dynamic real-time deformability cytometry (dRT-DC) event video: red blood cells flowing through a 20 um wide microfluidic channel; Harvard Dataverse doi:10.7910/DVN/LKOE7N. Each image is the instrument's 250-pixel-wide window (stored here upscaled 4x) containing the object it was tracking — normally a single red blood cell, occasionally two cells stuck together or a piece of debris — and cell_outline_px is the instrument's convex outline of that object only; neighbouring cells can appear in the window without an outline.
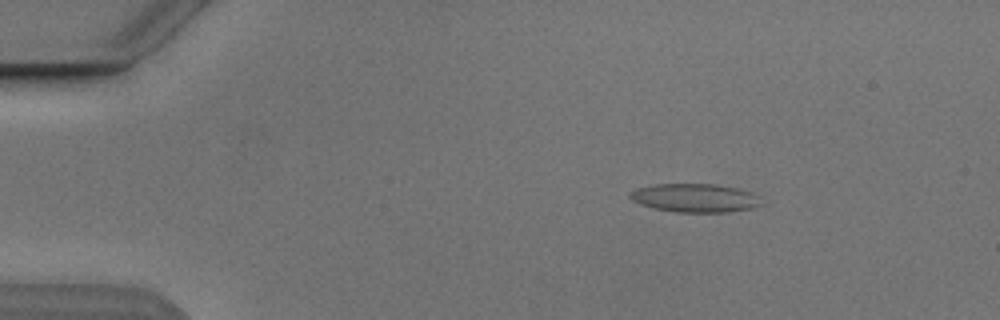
{"species": "Egyptian fruit bat (a non-hibernating species)", "species_latin": "Rousettus aegyptiacus", "temperature_condition": "cold", "stored_images_in_passage": 6, "camera_frame_rate_fps": 3000, "um_per_image_px": 0.085, "animal": {"sex": "male"}, "frame": {"image": 1, "passage_image": 2, "time_ms": 1.333, "image_size_px": [1000, 320], "cell_outline_px": [[764, 204], [752, 208], [728, 212], [676, 212], [652, 208], [640, 204], [632, 200], [628, 196], [628, 192], [636, 188], [652, 184], [712, 184], [736, 188], [752, 192]], "centroid_in_image_um": [59.02, 16.82], "position_along_channel_um": 26.0, "area_um2": 21.96}}
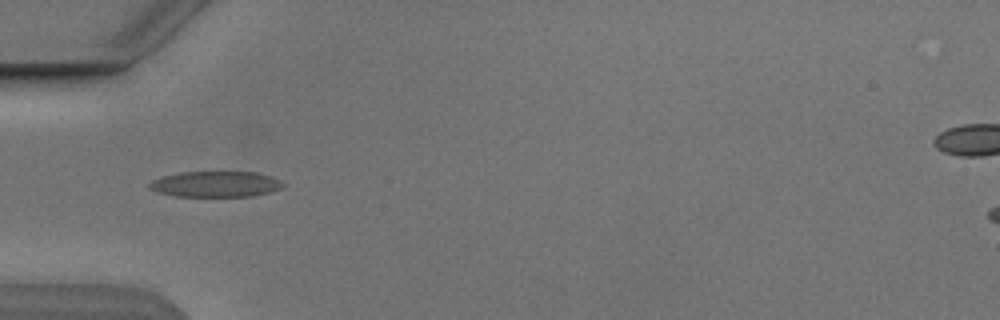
{"frame": {"image": 2, "passage_image": 4, "time_ms": 4.333, "image_size_px": [1000, 320], "cell_outline_px": [[284, 188], [252, 196], [176, 196], [156, 192], [148, 188], [148, 184], [152, 180], [164, 176], [180, 172], [256, 172], [280, 180], [284, 184]], "centroid_in_image_um": [18.31, 15.65], "position_along_channel_um": 66.7, "area_um2": 20.0}}
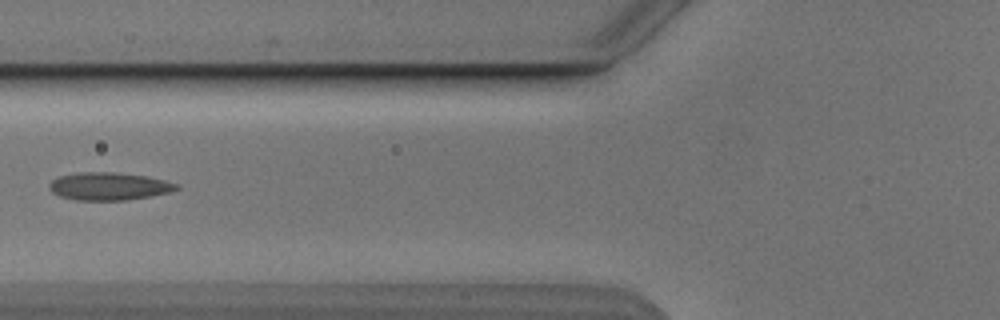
{"frame": {"image": 3, "passage_image": 5, "time_ms": 5.667, "image_size_px": [1000, 320], "cell_outline_px": [[180, 188], [168, 192], [152, 196], [128, 200], [76, 200], [60, 196], [52, 192], [48, 188], [48, 184], [52, 180], [60, 176], [76, 172], [112, 172], [144, 176], [164, 180], [180, 184]], "centroid_in_image_um": [9.25, 15.83], "position_along_channel_um": 116.6, "area_um2": 20.58}}